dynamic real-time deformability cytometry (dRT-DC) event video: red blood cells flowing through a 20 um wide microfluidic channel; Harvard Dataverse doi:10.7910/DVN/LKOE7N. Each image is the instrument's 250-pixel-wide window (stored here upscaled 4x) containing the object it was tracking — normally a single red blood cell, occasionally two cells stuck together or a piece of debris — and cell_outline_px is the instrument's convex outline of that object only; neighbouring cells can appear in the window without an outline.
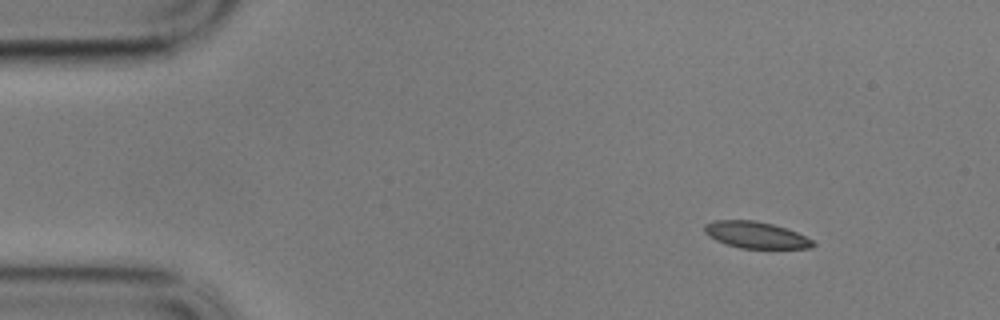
{"species": "common noctule bat (a hibernating species)", "species_latin": "Nyctalus noctula", "temperature_condition": "cold", "stored_images_in_passage": 12, "camera_frame_rate_fps": 3000, "um_per_image_px": 0.085, "animal": {"sex": "male", "body_mass_g": 17.9}, "frame": {"image": 1, "passage_image": 1, "time_ms": 0.0, "image_size_px": [1000, 320], "cell_outline_px": [[816, 244], [812, 248], [740, 248], [716, 240], [708, 236], [704, 232], [704, 224], [716, 220], [752, 220], [772, 224], [796, 232], [812, 240]], "centroid_in_image_um": [64.22, 19.97], "position_along_channel_um": 20.8, "area_um2": 16.59}}
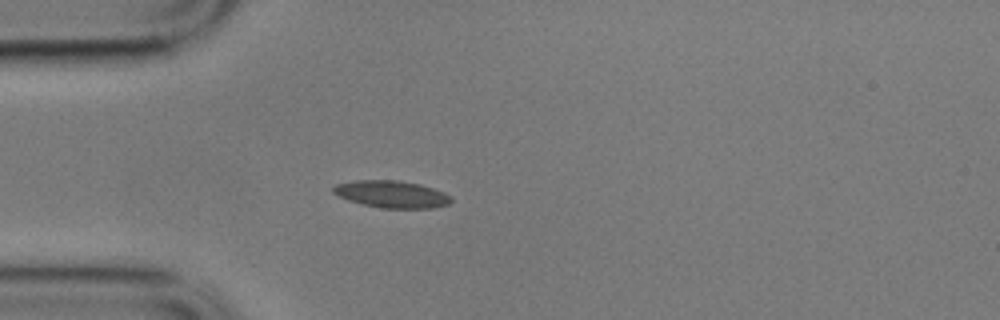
{"frame": {"image": 2, "passage_image": 10, "time_ms": 3.0, "image_size_px": [1000, 320], "cell_outline_px": [[452, 200], [448, 204], [432, 208], [380, 208], [348, 200], [332, 192], [332, 188], [336, 184], [356, 180], [396, 180], [420, 184], [444, 192], [452, 196]], "centroid_in_image_um": [33.3, 16.5], "position_along_channel_um": 51.7, "area_um2": 18.55}}